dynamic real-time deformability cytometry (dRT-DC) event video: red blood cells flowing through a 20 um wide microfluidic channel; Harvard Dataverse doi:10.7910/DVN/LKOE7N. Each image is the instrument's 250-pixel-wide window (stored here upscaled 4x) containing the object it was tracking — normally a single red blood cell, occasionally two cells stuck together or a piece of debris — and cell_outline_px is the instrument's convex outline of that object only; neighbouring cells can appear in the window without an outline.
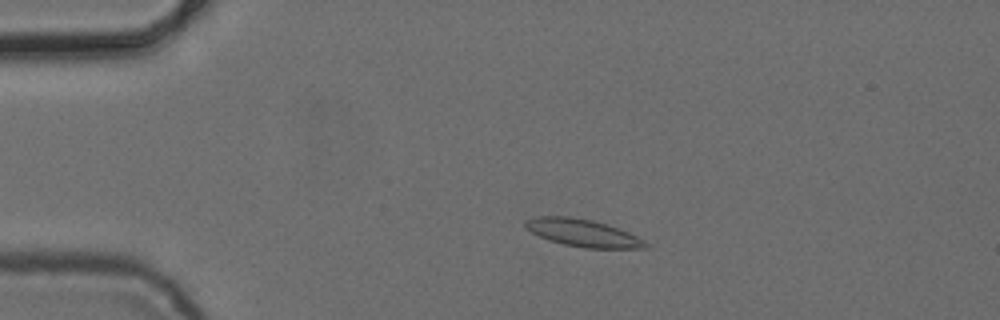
{"species": "common noctule bat (a hibernating species)", "species_latin": "Nyctalus noctula", "temperature_condition": "cold", "stored_images_in_passage": 2, "camera_frame_rate_fps": 3000, "um_per_image_px": 0.085, "animal": {"sex": "female", "body_mass_g": 24.6, "forearm_length_mm": 56.2}, "frame": {"image": 1, "passage_image": 1, "time_ms": 0.0, "image_size_px": [1000, 320], "cell_outline_px": [[652, 244], [648, 248], [584, 248], [564, 244], [548, 240], [532, 232], [524, 224], [524, 220], [536, 216], [568, 216], [592, 220], [628, 232]], "centroid_in_image_um": [49.55, 19.8], "position_along_channel_um": 35.4, "area_um2": 19.07}}